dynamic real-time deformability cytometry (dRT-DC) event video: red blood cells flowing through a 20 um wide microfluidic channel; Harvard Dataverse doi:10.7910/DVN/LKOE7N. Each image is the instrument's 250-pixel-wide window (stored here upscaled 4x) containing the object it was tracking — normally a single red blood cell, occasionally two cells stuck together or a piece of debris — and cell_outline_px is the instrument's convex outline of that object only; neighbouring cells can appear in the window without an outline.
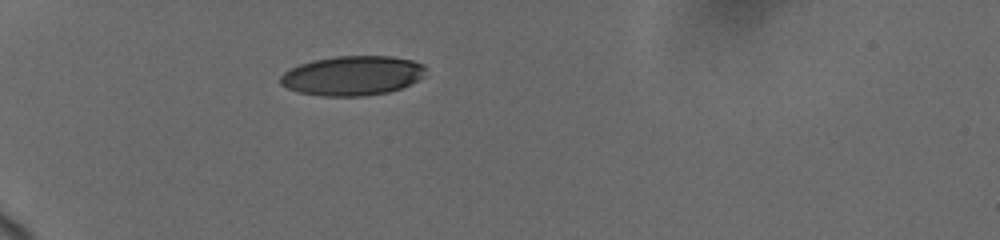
{"species": "human", "species_latin": "Homo sapiens", "temperature_condition": "cold", "stored_images_in_passage": 3, "camera_frame_rate_fps": 3000, "um_per_image_px": 0.085, "donor": {"sex": "female"}, "frame": {"image": 1, "passage_image": 1, "time_ms": 0.0, "image_size_px": [1000, 240], "cell_outline_px": [[424, 76], [420, 80], [412, 84], [388, 92], [364, 96], [320, 96], [296, 92], [280, 84], [280, 76], [284, 72], [300, 64], [312, 60], [336, 56], [392, 56], [412, 60], [424, 64]], "centroid_in_image_um": [29.96, 6.43], "position_along_channel_um": 55.0, "area_um2": 33.7}}